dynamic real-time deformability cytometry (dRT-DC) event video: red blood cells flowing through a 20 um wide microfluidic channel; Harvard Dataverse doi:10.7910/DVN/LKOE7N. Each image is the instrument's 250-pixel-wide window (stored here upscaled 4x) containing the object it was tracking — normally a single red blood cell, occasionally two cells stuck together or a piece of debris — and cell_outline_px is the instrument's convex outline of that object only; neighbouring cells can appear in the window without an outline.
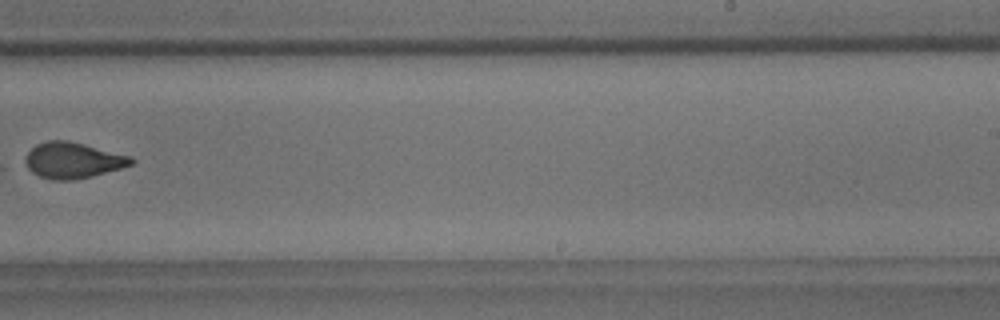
{"species": "common noctule bat (a hibernating species)", "species_latin": "Nyctalus noctula", "temperature_condition": "room temperature", "stored_images_in_passage": 11, "camera_frame_rate_fps": 3000, "um_per_image_px": 0.085, "animal": {"sex": "male", "body_mass_g": 18.8}, "frame": {"image": 1, "passage_image": 10, "time_ms": 11.333, "image_size_px": [1000, 320], "cell_outline_px": [[136, 160], [132, 164], [120, 168], [92, 176], [72, 180], [52, 180], [40, 176], [32, 172], [28, 168], [24, 160], [28, 152], [36, 144], [48, 140], [68, 140], [132, 156]], "centroid_in_image_um": [6.19, 13.62], "position_along_channel_um": 282.8, "area_um2": 22.14}}